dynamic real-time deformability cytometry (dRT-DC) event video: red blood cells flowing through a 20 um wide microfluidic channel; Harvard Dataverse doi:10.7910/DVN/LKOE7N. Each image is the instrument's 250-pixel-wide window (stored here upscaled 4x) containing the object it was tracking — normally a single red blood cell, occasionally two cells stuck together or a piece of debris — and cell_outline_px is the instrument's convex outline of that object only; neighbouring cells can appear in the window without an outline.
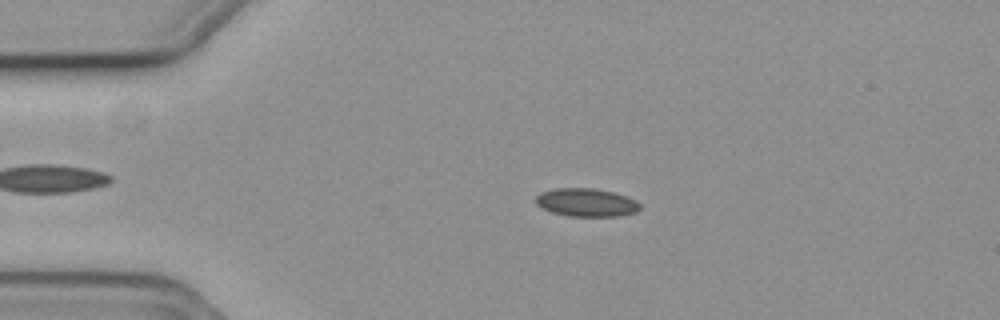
{"species": "common noctule bat (a hibernating species)", "species_latin": "Nyctalus noctula", "temperature_condition": "cold", "stored_images_in_passage": 56, "camera_frame_rate_fps": 3000, "um_per_image_px": 0.085, "animal": {"sex": "female", "body_mass_g": 19.3, "forearm_length_mm": 54.1}, "frame": {"image": 1, "passage_image": 12, "time_ms": 3.667, "image_size_px": [1000, 320], "cell_outline_px": [[640, 208], [636, 212], [620, 216], [568, 216], [552, 212], [536, 204], [536, 196], [540, 192], [556, 188], [592, 188], [612, 192], [636, 200], [640, 204]], "centroid_in_image_um": [49.84, 17.21], "position_along_channel_um": 35.2, "area_um2": 16.99}}
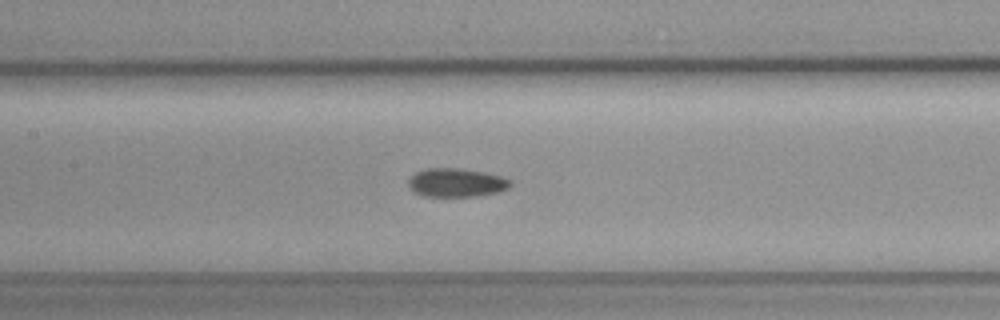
{"frame": {"image": 2, "passage_image": 26, "time_ms": 8.333, "image_size_px": [1000, 320], "cell_outline_px": [[512, 184], [508, 188], [500, 192], [480, 196], [424, 196], [412, 192], [408, 188], [408, 180], [416, 172], [424, 168], [456, 168], [484, 172], [500, 176], [512, 180]], "centroid_in_image_um": [38.78, 15.53], "position_along_channel_um": 168.6, "area_um2": 17.22}}
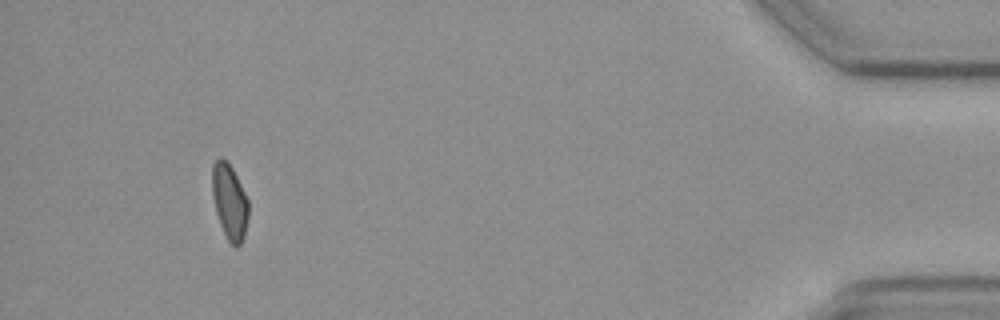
{"frame": {"image": 3, "passage_image": 52, "time_ms": 17.0, "image_size_px": [1000, 320], "cell_outline_px": [[248, 216], [244, 236], [240, 244], [236, 248], [228, 240], [220, 224], [216, 212], [212, 192], [212, 164], [220, 156], [232, 168], [248, 200]], "centroid_in_image_um": [19.5, 17.14], "position_along_channel_um": 415.7, "area_um2": 15.66}, "authors_computed_cell_mechanics": {"area_um2": 16.9932, "velocity_mm_per_s": 3.7123, "shape_relaxation_time_tau1_ms": 4.5316, "shape_relaxation_time_tau2_ms": 3.8593, "deformation_change_tau1": 0.0921, "deformation_change_tau2": 0.0867}}